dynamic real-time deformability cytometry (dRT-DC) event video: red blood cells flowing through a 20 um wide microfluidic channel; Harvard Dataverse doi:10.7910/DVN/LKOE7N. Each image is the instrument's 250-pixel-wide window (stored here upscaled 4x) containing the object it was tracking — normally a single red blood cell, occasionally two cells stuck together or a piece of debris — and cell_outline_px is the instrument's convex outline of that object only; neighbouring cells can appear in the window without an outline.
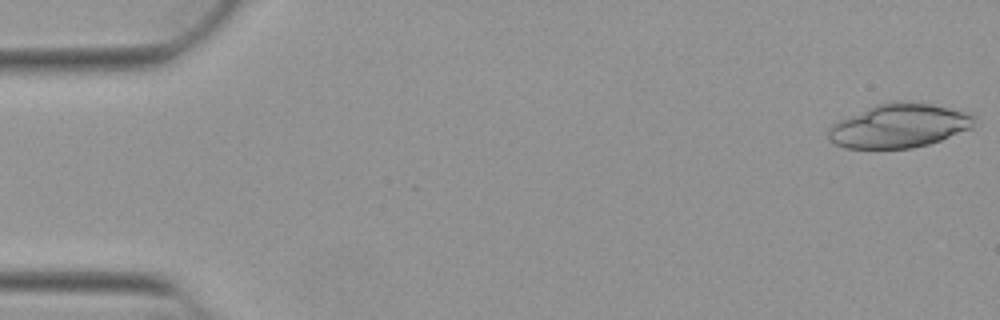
{"species": "Egyptian fruit bat (a non-hibernating species)", "species_latin": "Rousettus aegyptiacus", "temperature_condition": "warm", "stored_images_in_passage": 35, "camera_frame_rate_fps": 3000, "um_per_image_px": 0.085, "animal": {"sex": "female"}, "frame": {"image": 1, "passage_image": 1, "time_ms": 0.0, "image_size_px": [1000, 320], "cell_outline_px": [[976, 116], [972, 128], [940, 140], [928, 144], [912, 148], [844, 148], [828, 140], [828, 128], [832, 124], [840, 120], [876, 104], [888, 100], [896, 100], [932, 104], [972, 112]], "centroid_in_image_um": [76.45, 10.67], "position_along_channel_um": 8.5, "area_um2": 37.57}}